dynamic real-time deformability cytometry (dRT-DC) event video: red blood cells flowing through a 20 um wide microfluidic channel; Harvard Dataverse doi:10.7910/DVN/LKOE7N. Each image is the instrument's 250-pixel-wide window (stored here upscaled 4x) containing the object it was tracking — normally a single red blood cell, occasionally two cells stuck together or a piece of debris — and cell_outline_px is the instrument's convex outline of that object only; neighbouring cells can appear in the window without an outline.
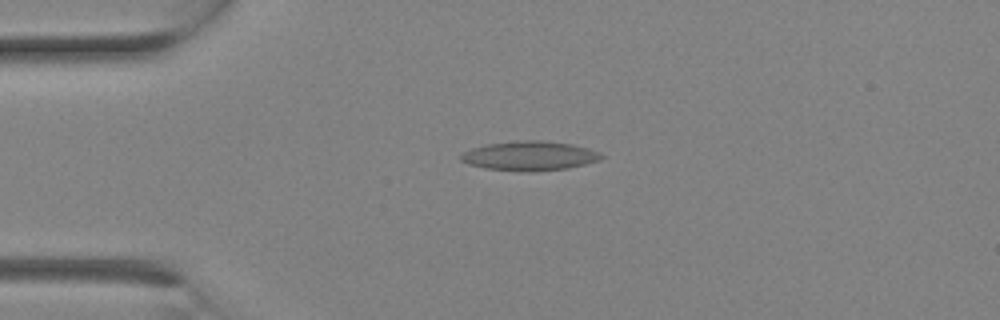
{"species": "Egyptian fruit bat (a non-hibernating species)", "species_latin": "Rousettus aegyptiacus", "temperature_condition": "room temperature", "stored_images_in_passage": 9, "camera_frame_rate_fps": 3000, "um_per_image_px": 0.085, "animal": {"sex": "female"}, "frame": {"image": 1, "passage_image": 6, "time_ms": 1.667, "image_size_px": [1000, 320], "cell_outline_px": [[604, 156], [600, 160], [568, 168], [532, 172], [524, 172], [484, 168], [468, 164], [460, 160], [460, 156], [464, 152], [472, 148], [488, 144], [520, 140], [540, 140], [572, 144], [588, 148], [600, 152]], "centroid_in_image_um": [45.02, 13.25], "position_along_channel_um": 40.0, "area_um2": 24.1}}
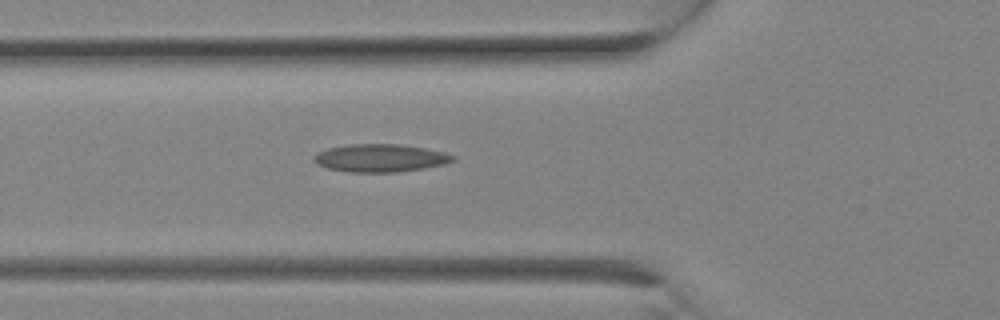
{"frame": {"image": 2, "passage_image": 9, "time_ms": 2.667, "image_size_px": [1000, 320], "cell_outline_px": [[456, 160], [444, 164], [424, 168], [396, 172], [348, 172], [328, 168], [316, 164], [312, 160], [312, 156], [316, 152], [328, 148], [348, 144], [400, 144], [424, 148], [444, 152], [456, 156]], "centroid_in_image_um": [32.29, 13.43], "position_along_channel_um": 93.5, "area_um2": 22.72}}